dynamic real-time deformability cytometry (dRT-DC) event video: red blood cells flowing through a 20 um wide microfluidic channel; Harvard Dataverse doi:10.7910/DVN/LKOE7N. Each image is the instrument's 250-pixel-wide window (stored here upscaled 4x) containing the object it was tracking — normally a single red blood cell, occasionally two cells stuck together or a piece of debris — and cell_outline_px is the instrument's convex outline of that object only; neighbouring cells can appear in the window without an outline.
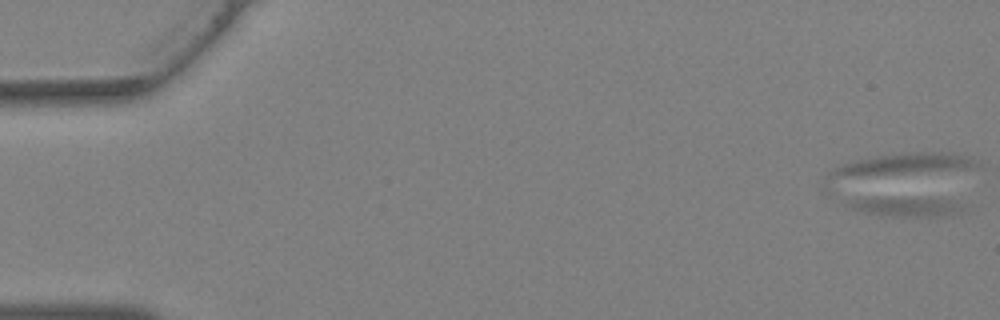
{"species": "Egyptian fruit bat (a non-hibernating species)", "species_latin": "Rousettus aegyptiacus", "temperature_condition": "warm", "stored_images_in_passage": 43, "camera_frame_rate_fps": 3000, "um_per_image_px": 0.085, "animal": {"sex": "female"}, "frame": {"image": 1, "passage_image": 1, "time_ms": 0.0, "image_size_px": [1000, 320], "cell_outline_px": [[964, 208], [960, 216], [880, 216], [864, 212], [852, 208], [844, 204], [848, 200], [876, 196], [948, 200]], "centroid_in_image_um": [76.95, 17.57], "position_along_channel_um": 8.1, "area_um2": 13.35}}